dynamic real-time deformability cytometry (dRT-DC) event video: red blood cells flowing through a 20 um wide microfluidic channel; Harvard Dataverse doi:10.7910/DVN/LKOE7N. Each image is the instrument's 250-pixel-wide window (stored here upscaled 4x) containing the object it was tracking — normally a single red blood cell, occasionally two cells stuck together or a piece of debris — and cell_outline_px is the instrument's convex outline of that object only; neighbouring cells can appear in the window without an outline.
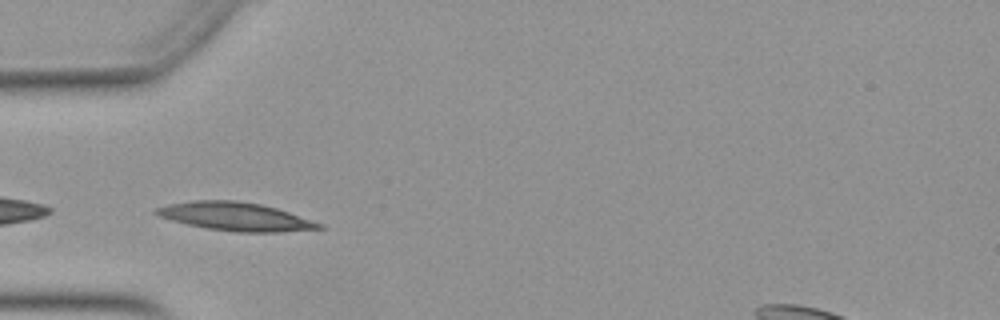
{"species": "Egyptian fruit bat (a non-hibernating species)", "species_latin": "Rousettus aegyptiacus", "temperature_condition": "warm", "stored_images_in_passage": 12, "camera_frame_rate_fps": 3000, "um_per_image_px": 0.085, "animal": {"sex": "female"}, "frame": {"image": 1, "passage_image": 4, "time_ms": 1.0, "image_size_px": [1000, 320], "cell_outline_px": [[324, 228], [280, 232], [236, 232], [208, 228], [188, 224], [172, 220], [160, 216], [152, 212], [156, 208], [168, 204], [196, 200], [236, 200], [260, 204], [276, 208], [324, 224]], "centroid_in_image_um": [20.03, 18.4], "position_along_channel_um": 65.0, "area_um2": 26.65}}